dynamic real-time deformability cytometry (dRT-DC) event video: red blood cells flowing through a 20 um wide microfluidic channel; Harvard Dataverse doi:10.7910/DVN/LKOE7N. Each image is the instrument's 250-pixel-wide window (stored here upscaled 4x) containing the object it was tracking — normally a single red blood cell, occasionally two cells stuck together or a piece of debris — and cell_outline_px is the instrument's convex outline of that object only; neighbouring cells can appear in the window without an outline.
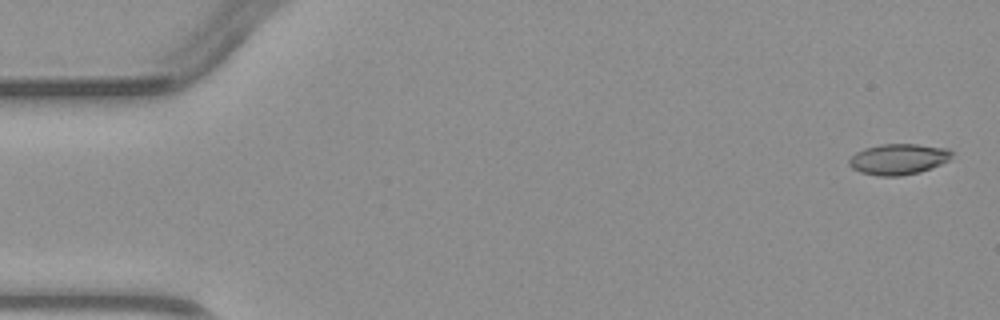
{"species": "common noctule bat (a hibernating species)", "species_latin": "Nyctalus noctula", "temperature_condition": "warm", "stored_images_in_passage": 6, "camera_frame_rate_fps": 3000, "um_per_image_px": 0.085, "animal": {"sex": "male", "body_mass_g": 23.1, "forearm_length_mm": 52.7}, "frame": {"image": 1, "passage_image": 1, "time_ms": 0.0, "image_size_px": [1000, 320], "cell_outline_px": [[952, 156], [948, 160], [940, 164], [920, 172], [900, 176], [880, 176], [860, 172], [852, 168], [848, 164], [848, 160], [856, 152], [864, 148], [880, 144], [916, 144], [948, 148], [952, 152]], "centroid_in_image_um": [76.34, 13.52], "position_along_channel_um": 8.7, "area_um2": 18.44}}
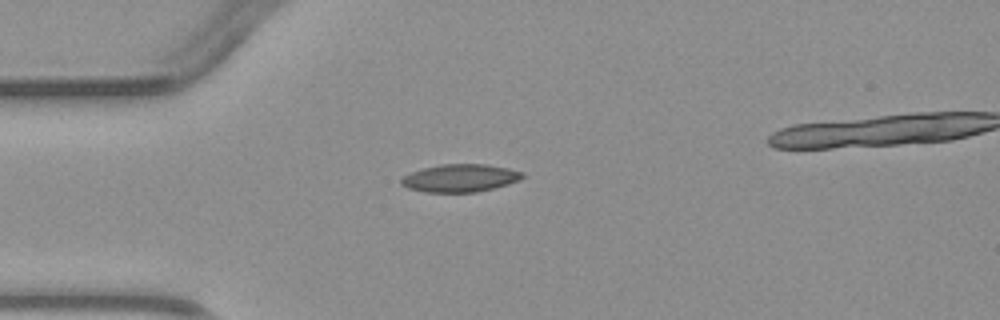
{"frame": {"image": 2, "passage_image": 4, "time_ms": 3.667, "image_size_px": [1000, 320], "cell_outline_px": [[524, 176], [520, 180], [508, 184], [476, 192], [424, 192], [408, 188], [400, 184], [400, 180], [404, 176], [412, 172], [424, 168], [440, 164], [484, 164], [508, 168], [524, 172]], "centroid_in_image_um": [39.11, 15.13], "position_along_channel_um": 45.9, "area_um2": 19.54}}